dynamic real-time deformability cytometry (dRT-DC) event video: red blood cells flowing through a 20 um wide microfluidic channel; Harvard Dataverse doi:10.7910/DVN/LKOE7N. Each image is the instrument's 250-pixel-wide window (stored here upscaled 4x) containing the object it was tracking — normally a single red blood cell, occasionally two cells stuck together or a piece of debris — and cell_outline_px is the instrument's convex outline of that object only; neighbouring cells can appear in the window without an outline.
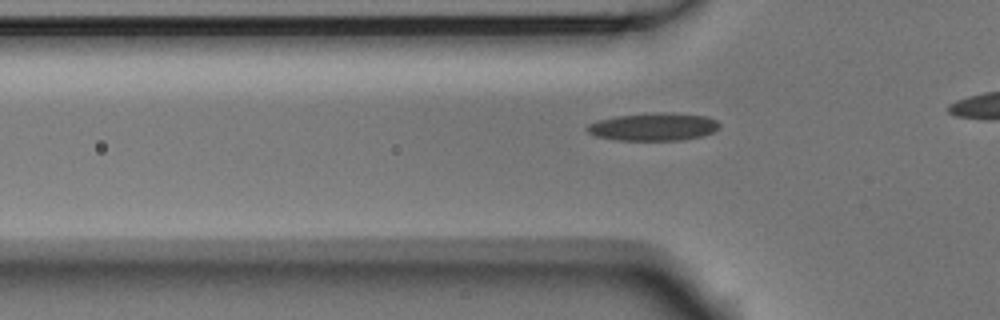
{"species": "Egyptian fruit bat (a non-hibernating species)", "species_latin": "Rousettus aegyptiacus", "temperature_condition": "room temperature", "stored_images_in_passage": 38, "camera_frame_rate_fps": 3000, "um_per_image_px": 0.085, "animal": {"sex": "male"}, "frame": {"image": 1, "passage_image": 12, "time_ms": 3.667, "image_size_px": [1000, 320], "cell_outline_px": [[720, 128], [712, 132], [700, 136], [680, 140], [616, 140], [596, 136], [588, 132], [584, 128], [588, 124], [600, 120], [616, 116], [656, 112], [672, 112], [704, 116], [716, 120], [720, 124]], "centroid_in_image_um": [55.54, 10.77], "position_along_channel_um": 70.3, "area_um2": 21.39}}
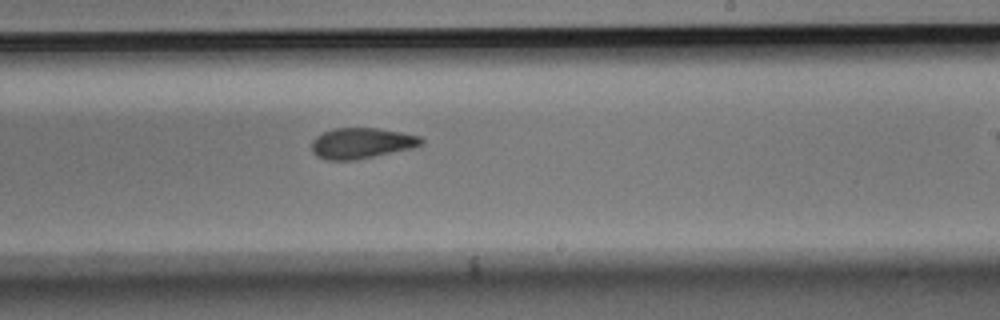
{"frame": {"image": 2, "passage_image": 27, "time_ms": 8.667, "image_size_px": [1000, 320], "cell_outline_px": [[424, 144], [412, 148], [356, 160], [324, 160], [316, 156], [312, 152], [312, 140], [316, 136], [332, 128], [376, 128], [400, 132], [420, 136], [424, 140]], "centroid_in_image_um": [30.71, 12.17], "position_along_channel_um": 258.3, "area_um2": 19.71}}
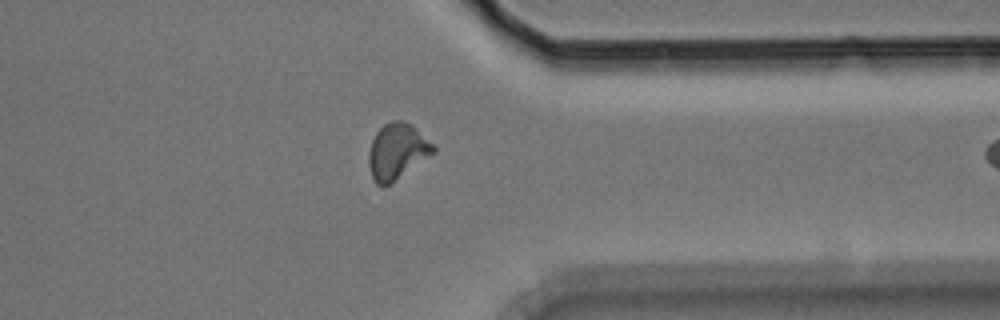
{"frame": {"image": 3, "passage_image": 37, "time_ms": 12.0, "image_size_px": [1000, 320], "cell_outline_px": [[436, 152], [384, 188], [376, 184], [372, 176], [368, 164], [368, 152], [372, 140], [376, 132], [384, 124], [392, 120], [400, 120], [416, 128], [436, 148]], "centroid_in_image_um": [33.73, 12.89], "position_along_channel_um": 377.7, "area_um2": 20.92}}